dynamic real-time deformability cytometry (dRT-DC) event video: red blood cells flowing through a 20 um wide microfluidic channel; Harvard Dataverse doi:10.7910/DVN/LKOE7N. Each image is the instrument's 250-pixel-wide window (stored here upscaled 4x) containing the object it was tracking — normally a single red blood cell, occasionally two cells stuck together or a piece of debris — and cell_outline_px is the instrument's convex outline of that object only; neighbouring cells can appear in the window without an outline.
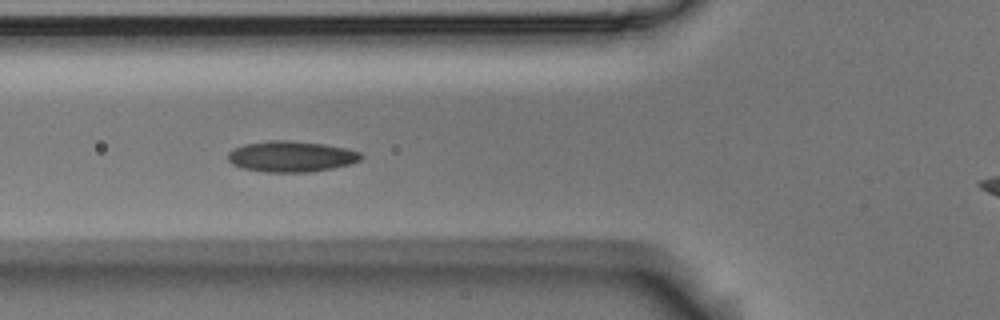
{"species": "Egyptian fruit bat (a non-hibernating species)", "species_latin": "Rousettus aegyptiacus", "temperature_condition": "room temperature", "stored_images_in_passage": 13, "camera_frame_rate_fps": 3000, "um_per_image_px": 0.085, "animal": {"sex": "male"}, "frame": {"image": 1, "passage_image": 4, "time_ms": 1.0, "image_size_px": [1000, 320], "cell_outline_px": [[364, 156], [360, 160], [352, 164], [332, 168], [308, 172], [268, 172], [244, 168], [232, 164], [228, 160], [228, 152], [244, 144], [268, 140], [288, 140], [324, 144], [348, 148], [360, 152]], "centroid_in_image_um": [24.79, 13.29], "position_along_channel_um": 101.0, "area_um2": 23.99}}
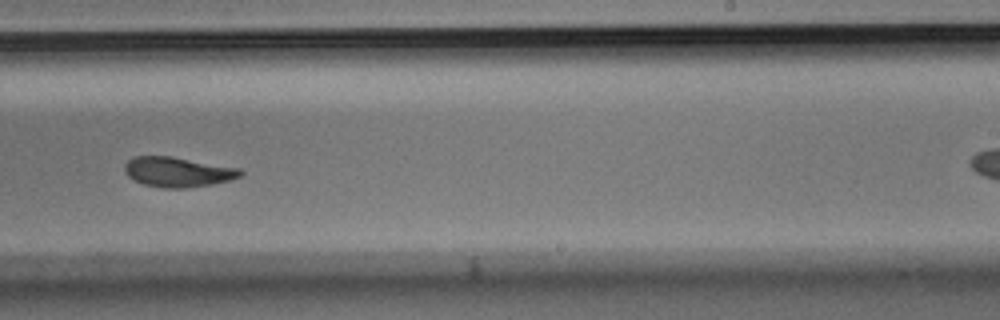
{"frame": {"image": 2, "passage_image": 8, "time_ms": 2.333, "image_size_px": [1000, 320], "cell_outline_px": [[244, 172], [240, 176], [228, 180], [212, 184], [184, 188], [164, 188], [144, 184], [128, 176], [124, 172], [124, 164], [128, 160], [136, 156], [172, 156], [240, 168]], "centroid_in_image_um": [15.1, 14.6], "position_along_channel_um": 273.9, "area_um2": 20.11}}
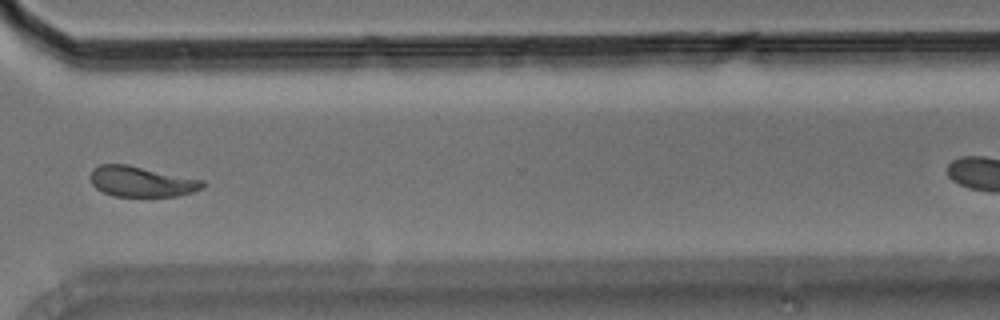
{"frame": {"image": 3, "passage_image": 10, "time_ms": 3.0, "image_size_px": [1000, 320], "cell_outline_px": [[208, 184], [204, 188], [192, 192], [176, 196], [112, 196], [96, 188], [92, 184], [92, 168], [100, 164], [128, 164], [204, 180]], "centroid_in_image_um": [12.07, 15.43], "position_along_channel_um": 358.5, "area_um2": 20.0}}